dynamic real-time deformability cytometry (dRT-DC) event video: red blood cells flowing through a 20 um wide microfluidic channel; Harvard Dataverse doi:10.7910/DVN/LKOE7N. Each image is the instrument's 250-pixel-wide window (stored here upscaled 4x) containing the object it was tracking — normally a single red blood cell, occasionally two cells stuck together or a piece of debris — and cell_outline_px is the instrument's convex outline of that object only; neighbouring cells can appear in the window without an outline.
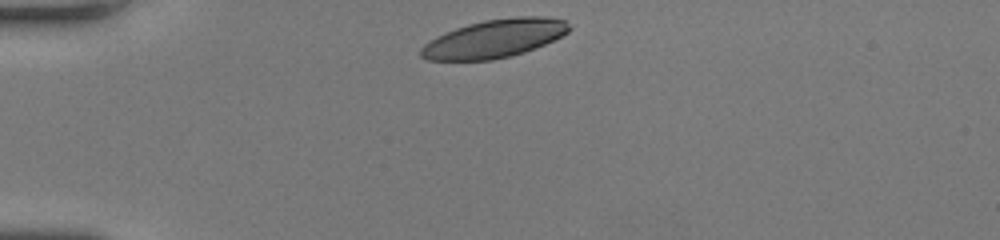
{"species": "human", "species_latin": "Homo sapiens", "temperature_condition": "room temperature", "stored_images_in_passage": 30, "camera_frame_rate_fps": 3000, "um_per_image_px": 0.085, "donor": {"sex": "female"}, "frame": {"image": 1, "passage_image": 1, "time_ms": 0.0, "image_size_px": [1000, 240], "cell_outline_px": [[572, 28], [568, 32], [536, 48], [524, 52], [492, 60], [428, 60], [420, 56], [420, 48], [424, 44], [436, 36], [444, 32], [468, 24], [484, 20], [516, 16], [548, 16], [564, 20]], "centroid_in_image_um": [42.01, 3.27], "position_along_channel_um": 43.0, "area_um2": 33.0}}
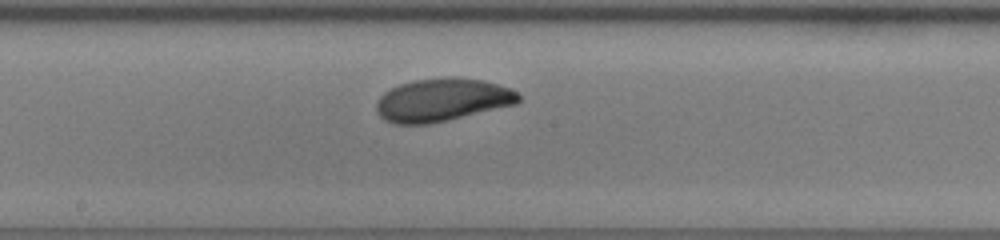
{"frame": {"image": 2, "passage_image": 16, "time_ms": 5.0, "image_size_px": [1000, 240], "cell_outline_px": [[520, 100], [516, 104], [428, 124], [396, 124], [384, 120], [376, 112], [376, 104], [380, 96], [384, 92], [400, 84], [412, 80], [452, 76], [484, 80], [508, 88], [516, 92], [520, 96]], "centroid_in_image_um": [37.55, 8.48], "position_along_channel_um": 210.6, "area_um2": 35.43}}
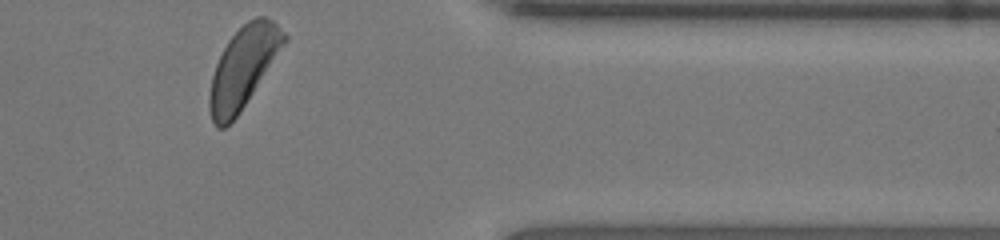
{"frame": {"image": 3, "passage_image": 30, "time_ms": 9.667, "image_size_px": [1000, 240], "cell_outline_px": [[288, 40], [240, 112], [224, 128], [216, 128], [212, 120], [208, 108], [208, 96], [212, 76], [216, 64], [228, 40], [248, 20], [256, 16], [264, 16], [272, 20], [288, 36]], "centroid_in_image_um": [20.67, 5.74], "position_along_channel_um": 390.7, "area_um2": 34.91}, "authors_computed_cell_mechanics": {"area_um2": 34.9401, "velocity_mm_per_s": 4.1828, "shape_relaxation_time_tau1_ms": 3.5235, "shape_relaxation_time_tau2_ms": null, "deformation_change_tau1": 0.1638, "deformation_change_tau2": null}}